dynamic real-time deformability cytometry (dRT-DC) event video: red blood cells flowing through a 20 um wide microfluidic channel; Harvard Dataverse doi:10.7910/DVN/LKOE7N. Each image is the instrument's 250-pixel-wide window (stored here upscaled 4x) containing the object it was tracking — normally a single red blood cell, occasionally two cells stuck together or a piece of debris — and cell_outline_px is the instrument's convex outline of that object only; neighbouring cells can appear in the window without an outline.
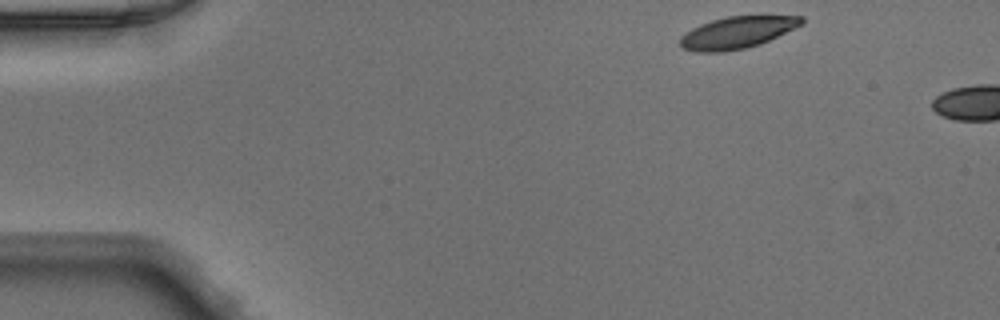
{"species": "Egyptian fruit bat (a non-hibernating species)", "species_latin": "Rousettus aegyptiacus", "temperature_condition": "warm", "stored_images_in_passage": 4, "camera_frame_rate_fps": 3000, "um_per_image_px": 0.085, "animal": {"sex": "male"}, "frame": {"image": 1, "passage_image": 1, "time_ms": 0.0, "image_size_px": [1000, 320], "cell_outline_px": [[804, 24], [760, 44], [744, 48], [724, 52], [696, 52], [684, 48], [680, 44], [680, 36], [692, 28], [700, 24], [712, 20], [728, 16], [804, 16]], "centroid_in_image_um": [62.66, 2.76], "position_along_channel_um": 22.3, "area_um2": 22.48}}